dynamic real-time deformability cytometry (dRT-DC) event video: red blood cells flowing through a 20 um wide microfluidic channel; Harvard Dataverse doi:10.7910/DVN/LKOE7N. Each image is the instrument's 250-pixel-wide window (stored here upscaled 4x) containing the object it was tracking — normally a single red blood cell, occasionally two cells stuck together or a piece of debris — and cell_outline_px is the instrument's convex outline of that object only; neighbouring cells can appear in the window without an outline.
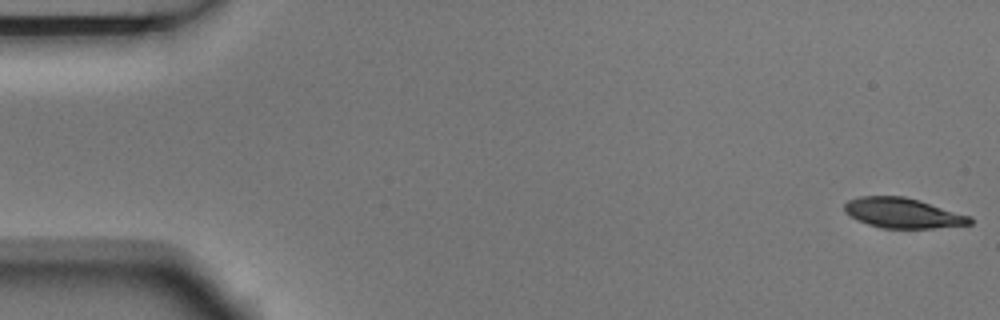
{"species": "Egyptian fruit bat (a non-hibernating species)", "species_latin": "Rousettus aegyptiacus", "temperature_condition": "room temperature", "stored_images_in_passage": 5, "camera_frame_rate_fps": 3000, "um_per_image_px": 0.085, "animal": {"sex": "male"}, "frame": {"image": 1, "passage_image": 1, "time_ms": 0.0, "image_size_px": [1000, 320], "cell_outline_px": [[972, 224], [932, 228], [880, 228], [856, 220], [848, 216], [844, 212], [844, 204], [848, 200], [860, 196], [904, 196], [920, 200], [972, 216]], "centroid_in_image_um": [76.72, 18.1], "position_along_channel_um": 8.3, "area_um2": 22.25}}
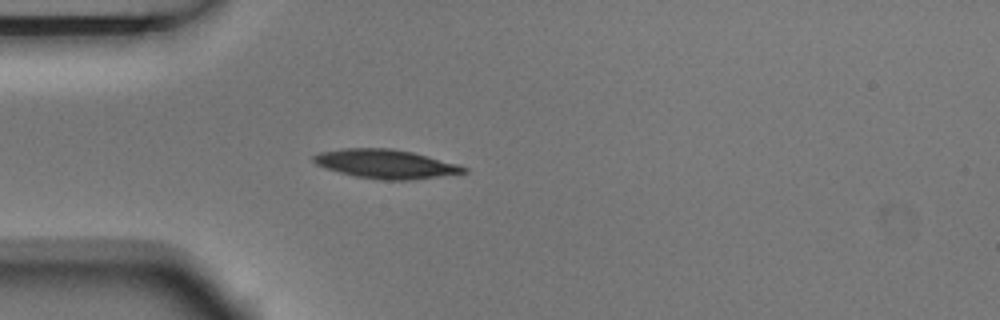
{"frame": {"image": 2, "passage_image": 5, "time_ms": 1.333, "image_size_px": [1000, 320], "cell_outline_px": [[468, 172], [412, 180], [380, 180], [356, 176], [324, 168], [316, 164], [312, 160], [312, 156], [320, 152], [340, 148], [392, 148], [412, 152], [456, 164], [468, 168]], "centroid_in_image_um": [32.75, 13.93], "position_along_channel_um": 52.3, "area_um2": 25.26}}